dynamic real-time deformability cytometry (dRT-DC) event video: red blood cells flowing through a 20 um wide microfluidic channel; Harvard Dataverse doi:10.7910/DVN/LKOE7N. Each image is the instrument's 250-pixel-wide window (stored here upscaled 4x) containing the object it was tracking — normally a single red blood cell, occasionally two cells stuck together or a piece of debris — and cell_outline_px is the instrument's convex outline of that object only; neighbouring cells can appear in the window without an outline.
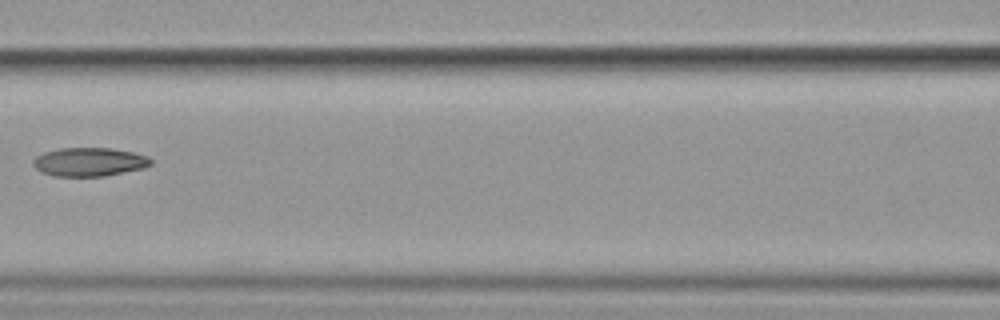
{"species": "common noctule bat (a hibernating species)", "species_latin": "Nyctalus noctula", "temperature_condition": "cold", "stored_images_in_passage": 11, "camera_frame_rate_fps": 3000, "um_per_image_px": 0.085, "animal": {"sex": "female", "body_mass_g": 19.9}, "frame": {"image": 1, "passage_image": 4, "time_ms": 3.667, "image_size_px": [1000, 320], "cell_outline_px": [[152, 164], [144, 168], [104, 176], [52, 176], [40, 172], [32, 164], [32, 160], [36, 156], [44, 152], [60, 148], [112, 148], [132, 152], [148, 156], [152, 160]], "centroid_in_image_um": [7.57, 13.76], "position_along_channel_um": 159.0, "area_um2": 19.77}}
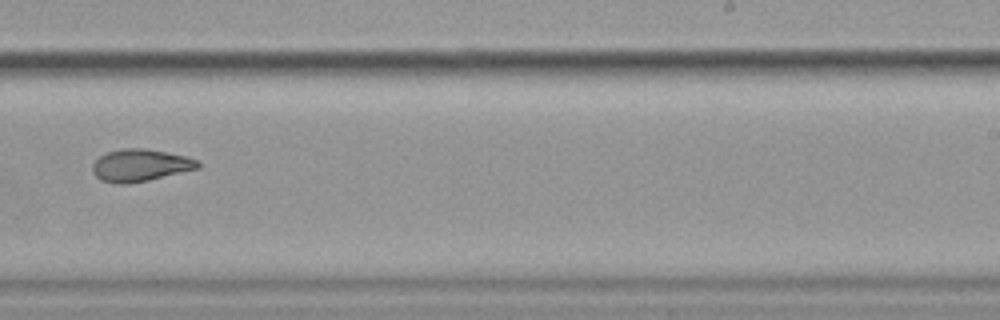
{"frame": {"image": 2, "passage_image": 7, "time_ms": 7.0, "image_size_px": [1000, 320], "cell_outline_px": [[200, 168], [148, 180], [128, 184], [116, 184], [100, 180], [92, 172], [92, 164], [100, 156], [108, 152], [124, 148], [144, 148], [184, 156], [200, 160]], "centroid_in_image_um": [11.91, 14.06], "position_along_channel_um": 277.1, "area_um2": 19.77}}
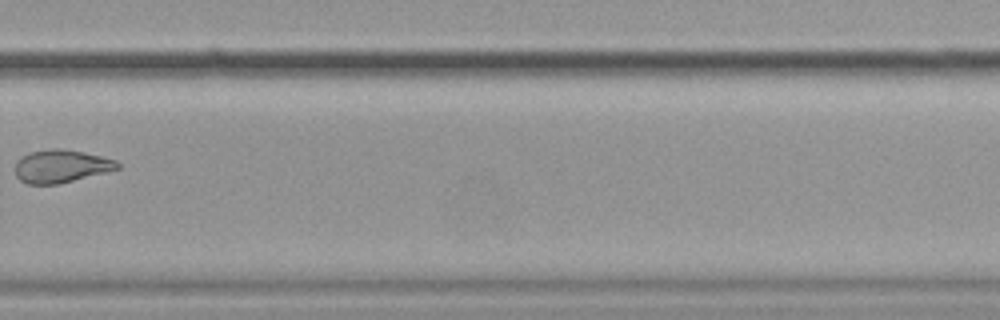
{"frame": {"image": 3, "passage_image": 8, "time_ms": 8.333, "image_size_px": [1000, 320], "cell_outline_px": [[120, 168], [60, 184], [28, 184], [20, 180], [16, 176], [16, 160], [28, 152], [48, 148], [60, 148], [84, 152], [116, 160], [120, 164]], "centroid_in_image_um": [5.17, 14.12], "position_along_channel_um": 324.6, "area_um2": 19.71}, "authors_computed_cell_mechanics": {"area_um2": 20.2878, "velocity_mm_per_s": 3.5765, "shape_relaxation_time_tau1_ms": null, "shape_relaxation_time_tau2_ms": 7.3151, "deformation_change_tau1": null, "deformation_change_tau2": 0.1458}}